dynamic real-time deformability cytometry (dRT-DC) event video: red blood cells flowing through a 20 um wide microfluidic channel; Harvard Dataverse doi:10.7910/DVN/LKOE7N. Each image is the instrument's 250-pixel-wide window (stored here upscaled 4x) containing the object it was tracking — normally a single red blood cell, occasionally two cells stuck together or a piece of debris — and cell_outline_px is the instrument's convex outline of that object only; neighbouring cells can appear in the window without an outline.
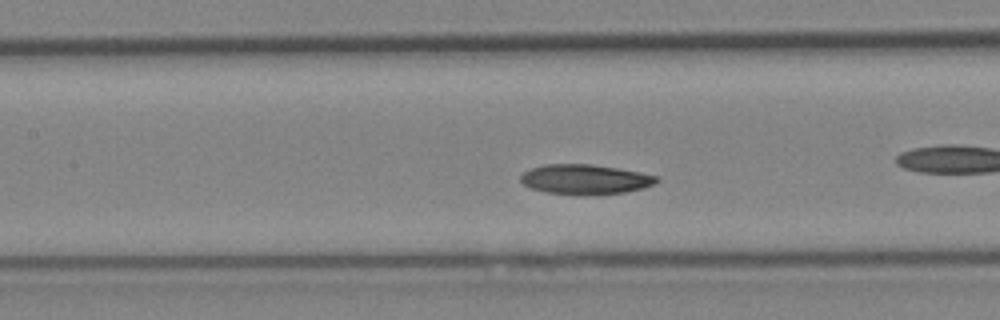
{"species": "Egyptian fruit bat (a non-hibernating species)", "species_latin": "Rousettus aegyptiacus", "temperature_condition": "cold", "stored_images_in_passage": 44, "camera_frame_rate_fps": 3000, "um_per_image_px": 0.085, "animal": {"sex": "female"}, "frame": {"image": 1, "passage_image": 19, "time_ms": 6.0, "image_size_px": [1000, 320], "cell_outline_px": [[660, 180], [644, 188], [624, 192], [544, 192], [532, 188], [524, 184], [520, 180], [520, 176], [528, 168], [544, 164], [592, 164], [640, 172], [660, 176]], "centroid_in_image_um": [49.73, 15.19], "position_along_channel_um": 157.7, "area_um2": 22.77}}